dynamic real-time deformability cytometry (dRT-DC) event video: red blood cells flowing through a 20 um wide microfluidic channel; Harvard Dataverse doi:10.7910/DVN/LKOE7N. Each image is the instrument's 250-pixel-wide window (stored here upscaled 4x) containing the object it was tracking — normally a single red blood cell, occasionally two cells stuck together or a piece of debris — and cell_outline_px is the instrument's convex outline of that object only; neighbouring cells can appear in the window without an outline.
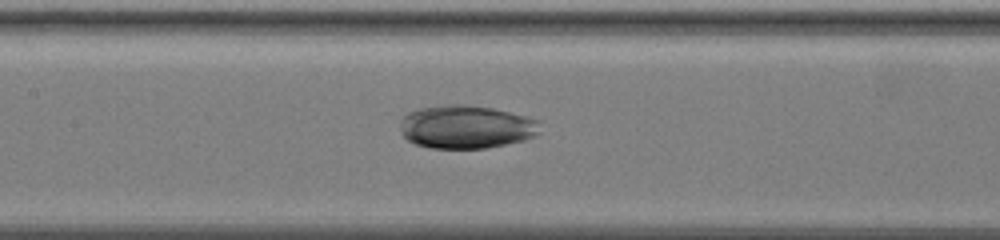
{"species": "common noctule bat (a hibernating species)", "species_latin": "Nyctalus noctula", "temperature_condition": "warm", "stored_images_in_passage": 36, "camera_frame_rate_fps": 3000, "um_per_image_px": 0.085, "animal": {"sex": "female", "body_mass_g": 19.5, "forearm_length_mm": 54.1}, "frame": {"image": 1, "passage_image": 15, "time_ms": 6.333, "image_size_px": [1000, 240], "cell_outline_px": [[540, 120], [536, 136], [524, 140], [484, 148], [428, 148], [416, 144], [408, 140], [400, 132], [400, 124], [404, 116], [412, 112], [424, 108], [448, 104], [468, 104], [492, 108]], "centroid_in_image_um": [39.62, 10.79], "position_along_channel_um": 167.8, "area_um2": 34.97}}